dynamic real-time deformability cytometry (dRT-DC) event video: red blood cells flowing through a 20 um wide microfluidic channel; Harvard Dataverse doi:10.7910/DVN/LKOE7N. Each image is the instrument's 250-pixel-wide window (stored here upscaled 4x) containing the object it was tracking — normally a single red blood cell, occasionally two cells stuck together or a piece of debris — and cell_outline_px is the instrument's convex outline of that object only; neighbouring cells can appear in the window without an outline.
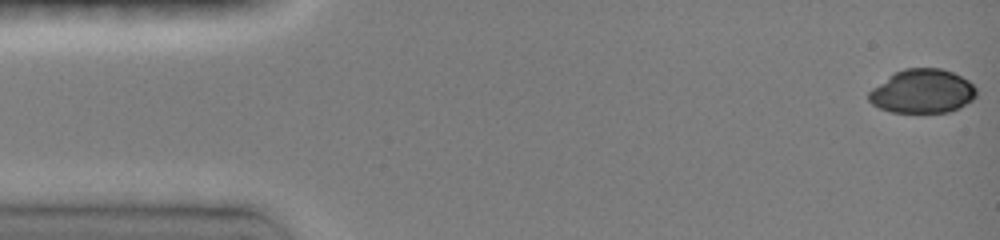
{"species": "common noctule bat (a hibernating species)", "species_latin": "Nyctalus noctula", "temperature_condition": "room temperature", "stored_images_in_passage": 17, "camera_frame_rate_fps": 3000, "um_per_image_px": 0.085, "animal": {"sex": "female", "body_mass_g": 19.0, "forearm_length_mm": 51.5}, "frame": {"image": 1, "passage_image": 1, "time_ms": 0.0, "image_size_px": [1000, 240], "cell_outline_px": [[976, 96], [972, 100], [960, 108], [948, 112], [892, 112], [880, 108], [872, 104], [868, 100], [868, 92], [872, 88], [888, 76], [904, 68], [940, 68], [952, 72], [968, 80], [976, 88]], "centroid_in_image_um": [78.4, 7.76], "position_along_channel_um": 6.6, "area_um2": 27.51}}
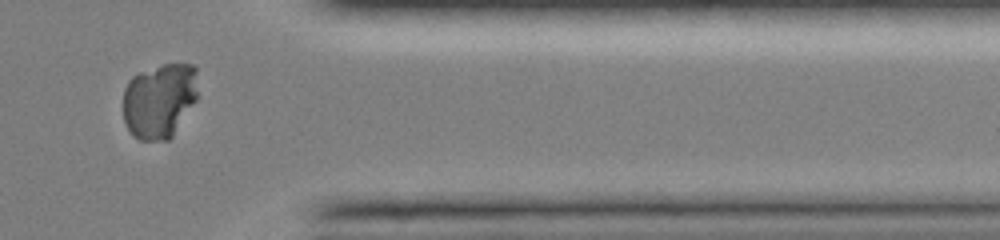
{"frame": {"image": 2, "passage_image": 14, "time_ms": 12.667, "image_size_px": [1000, 240], "cell_outline_px": [[196, 100], [172, 136], [168, 140], [140, 140], [132, 136], [124, 124], [124, 88], [128, 80], [132, 76], [140, 72], [164, 64], [196, 64]], "centroid_in_image_um": [13.53, 8.55], "position_along_channel_um": 397.9, "area_um2": 32.71}}